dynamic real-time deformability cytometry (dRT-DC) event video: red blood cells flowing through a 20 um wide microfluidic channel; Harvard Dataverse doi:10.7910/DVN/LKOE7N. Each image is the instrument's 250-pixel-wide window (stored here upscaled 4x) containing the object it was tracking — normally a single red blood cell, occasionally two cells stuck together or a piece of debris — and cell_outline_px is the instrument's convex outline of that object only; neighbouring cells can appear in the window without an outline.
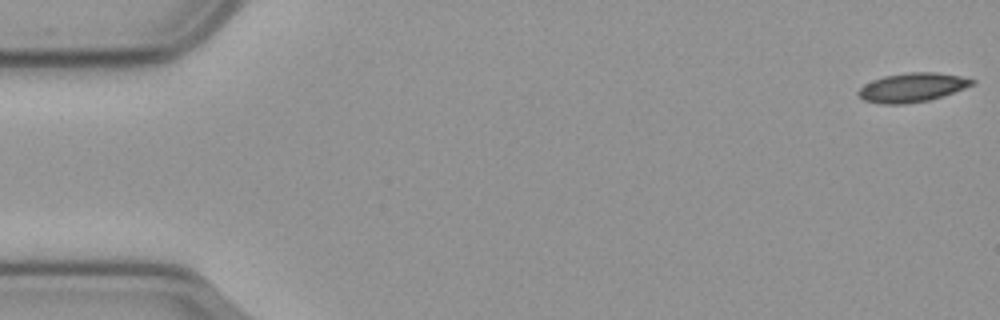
{"species": "common noctule bat (a hibernating species)", "species_latin": "Nyctalus noctula", "temperature_condition": "cold", "stored_images_in_passage": 14, "camera_frame_rate_fps": 3000, "um_per_image_px": 0.085, "animal": {"sex": "male", "body_mass_g": 23.1, "forearm_length_mm": 52.7}, "frame": {"image": 1, "passage_image": 1, "time_ms": 0.0, "image_size_px": [1000, 320], "cell_outline_px": [[976, 84], [928, 100], [904, 104], [880, 104], [864, 100], [856, 92], [864, 84], [872, 80], [884, 76], [908, 72], [936, 72], [960, 76], [976, 80]], "centroid_in_image_um": [77.52, 7.42], "position_along_channel_um": 7.5, "area_um2": 19.13}}
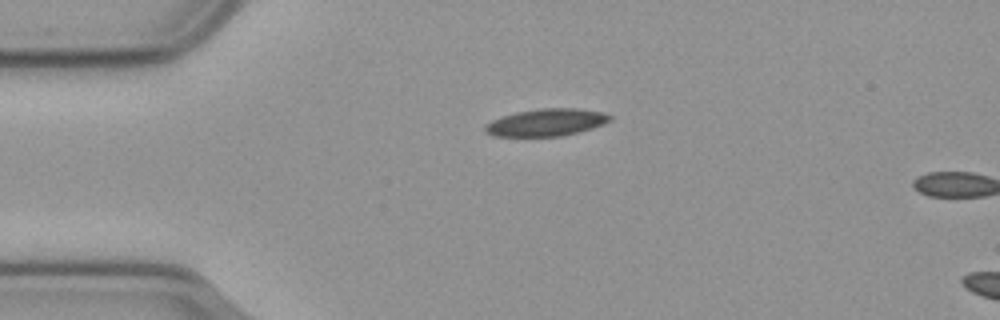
{"frame": {"image": 2, "passage_image": 13, "time_ms": 4.0, "image_size_px": [1000, 320], "cell_outline_px": [[612, 120], [604, 124], [592, 128], [560, 136], [492, 136], [484, 132], [484, 124], [492, 120], [516, 112], [540, 108], [576, 108], [604, 112], [612, 116]], "centroid_in_image_um": [46.43, 10.4], "position_along_channel_um": 38.6, "area_um2": 19.88}}